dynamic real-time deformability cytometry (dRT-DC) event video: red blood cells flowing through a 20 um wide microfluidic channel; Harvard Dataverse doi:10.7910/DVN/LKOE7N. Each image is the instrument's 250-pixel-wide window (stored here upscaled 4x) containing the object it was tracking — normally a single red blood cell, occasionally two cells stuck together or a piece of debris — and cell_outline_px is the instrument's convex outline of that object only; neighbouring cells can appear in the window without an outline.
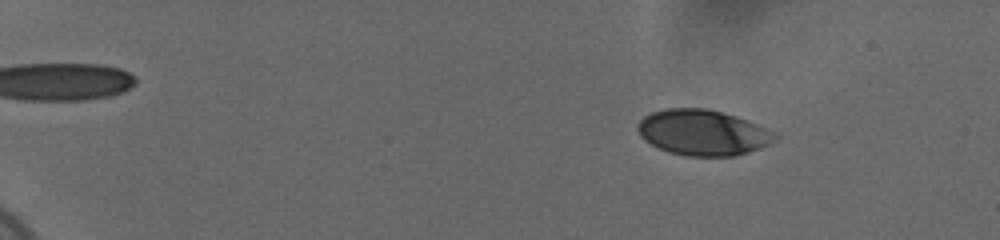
{"species": "human", "species_latin": "Homo sapiens", "temperature_condition": "cold", "stored_images_in_passage": 58, "camera_frame_rate_fps": 3000, "um_per_image_px": 0.085, "donor": {"sex": "female"}, "frame": {"image": 1, "passage_image": 9, "time_ms": 2.667, "image_size_px": [1000, 240], "cell_outline_px": [[776, 140], [760, 148], [736, 156], [688, 156], [668, 152], [644, 140], [640, 136], [636, 128], [640, 120], [644, 116], [652, 112], [664, 108], [708, 108], [724, 112], [736, 116], [756, 124], [772, 132], [776, 136]], "centroid_in_image_um": [59.7, 11.26], "position_along_channel_um": 25.3, "area_um2": 36.41}}
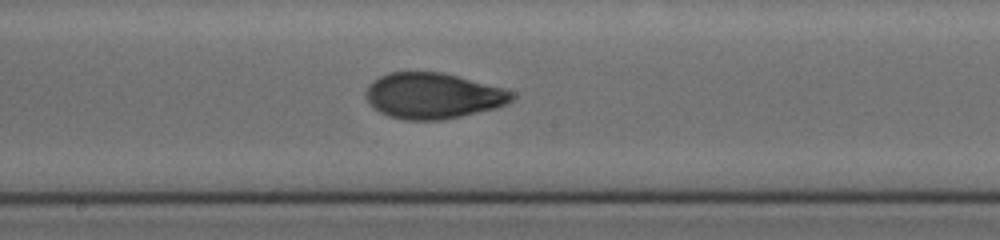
{"frame": {"image": 2, "passage_image": 35, "time_ms": 11.333, "image_size_px": [1000, 240], "cell_outline_px": [[516, 96], [508, 104], [496, 108], [444, 120], [404, 120], [388, 116], [380, 112], [364, 96], [364, 92], [368, 84], [372, 80], [388, 72], [444, 72], [504, 88], [516, 92]], "centroid_in_image_um": [36.83, 8.13], "position_along_channel_um": 211.4, "area_um2": 39.42}}
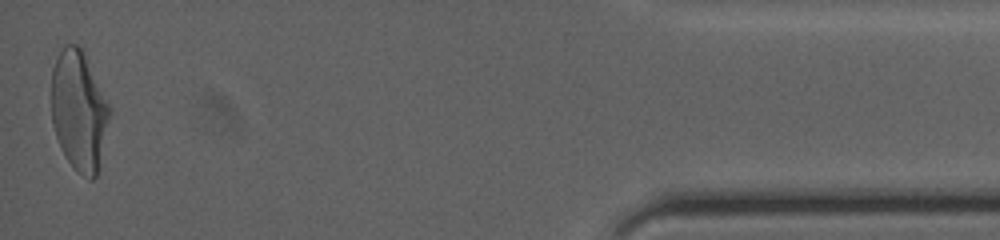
{"frame": {"image": 3, "passage_image": 58, "time_ms": 19.0, "image_size_px": [1000, 240], "cell_outline_px": [[112, 112], [96, 176], [92, 180], [88, 180], [76, 172], [64, 156], [56, 136], [52, 124], [52, 68], [64, 44], [76, 44], [84, 52]], "centroid_in_image_um": [6.71, 9.45], "position_along_channel_um": 428.5, "area_um2": 40.63}, "authors_computed_cell_mechanics": {"area_um2": 38.2636, "velocity_mm_per_s": 3.6782, "shape_relaxation_time_tau1_ms": 4.5702, "shape_relaxation_time_tau2_ms": 1.3234, "deformation_change_tau1": 0.1632, "deformation_change_tau2": 0.0638}}